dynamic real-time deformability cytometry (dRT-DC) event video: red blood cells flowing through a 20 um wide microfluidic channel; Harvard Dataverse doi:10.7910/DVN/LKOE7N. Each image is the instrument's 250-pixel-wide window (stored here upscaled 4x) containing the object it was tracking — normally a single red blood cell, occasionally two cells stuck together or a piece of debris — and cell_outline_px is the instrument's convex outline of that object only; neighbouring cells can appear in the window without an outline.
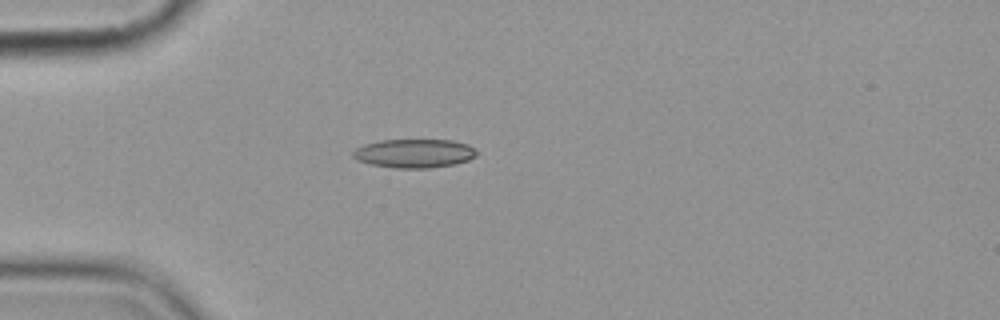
{"species": "common noctule bat (a hibernating species)", "species_latin": "Nyctalus noctula", "temperature_condition": "cold", "stored_images_in_passage": 4, "camera_frame_rate_fps": 3000, "um_per_image_px": 0.085, "animal": {"sex": "female", "body_mass_g": 19.9}, "frame": {"image": 1, "passage_image": 1, "time_ms": 0.0, "image_size_px": [1000, 320], "cell_outline_px": [[476, 156], [468, 160], [456, 164], [428, 168], [396, 168], [372, 164], [356, 160], [352, 156], [352, 152], [356, 148], [364, 144], [380, 140], [452, 140], [468, 144], [476, 148]], "centroid_in_image_um": [35.22, 13.03], "position_along_channel_um": 49.8, "area_um2": 20.81}}
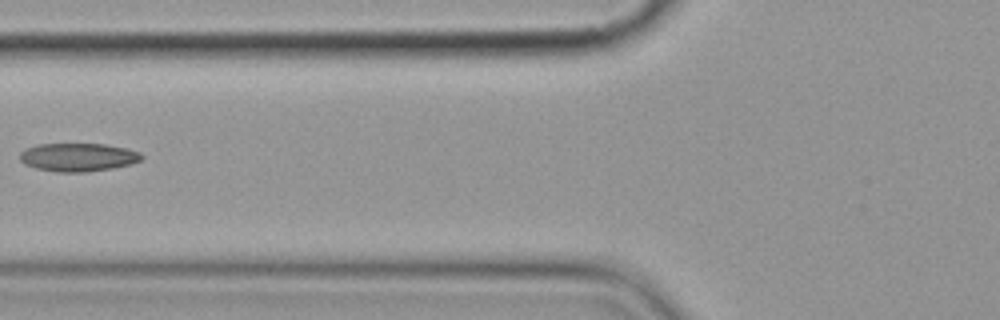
{"frame": {"image": 2, "passage_image": 3, "time_ms": 2.333, "image_size_px": [1000, 320], "cell_outline_px": [[144, 156], [140, 160], [132, 164], [112, 168], [84, 172], [56, 172], [36, 168], [24, 164], [20, 160], [20, 152], [24, 148], [36, 144], [104, 144], [128, 148], [140, 152]], "centroid_in_image_um": [6.63, 13.36], "position_along_channel_um": 119.2, "area_um2": 20.23}}
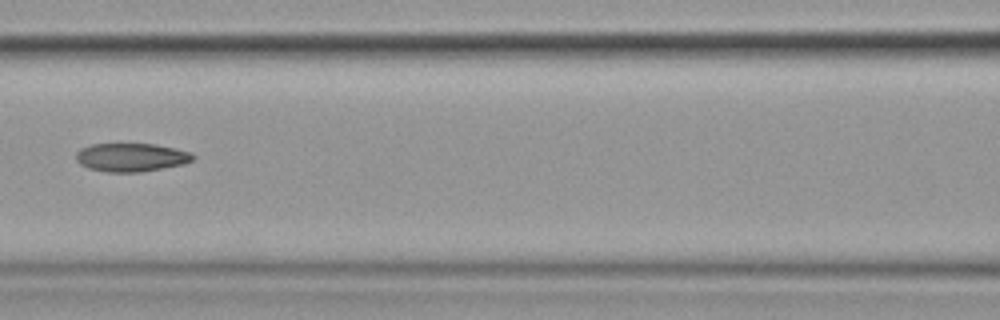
{"frame": {"image": 3, "passage_image": 4, "time_ms": 3.333, "image_size_px": [1000, 320], "cell_outline_px": [[196, 156], [192, 160], [184, 164], [140, 172], [108, 172], [88, 168], [80, 164], [76, 160], [76, 152], [80, 148], [92, 144], [152, 144], [176, 148], [192, 152]], "centroid_in_image_um": [11.16, 13.37], "position_along_channel_um": 155.4, "area_um2": 19.42}}